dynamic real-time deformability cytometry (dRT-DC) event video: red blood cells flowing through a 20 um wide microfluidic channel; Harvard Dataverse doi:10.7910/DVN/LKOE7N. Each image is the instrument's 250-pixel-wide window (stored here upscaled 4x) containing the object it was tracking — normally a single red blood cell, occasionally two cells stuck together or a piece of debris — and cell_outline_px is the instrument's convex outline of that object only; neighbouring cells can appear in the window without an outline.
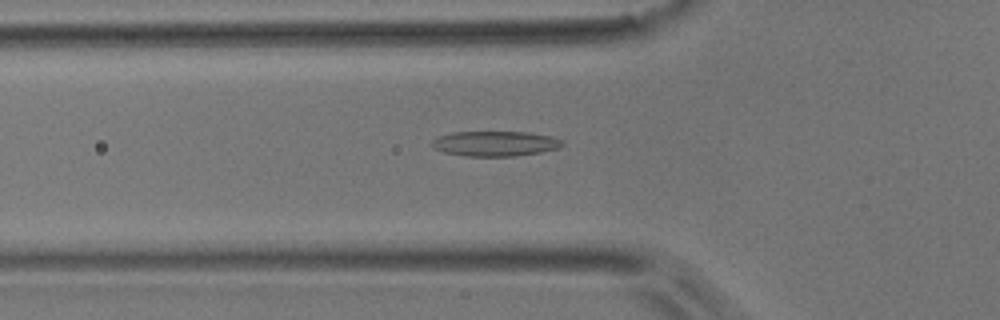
{"species": "common noctule bat (a hibernating species)", "species_latin": "Nyctalus noctula", "temperature_condition": "room temperature", "stored_images_in_passage": 36, "camera_frame_rate_fps": 3000, "um_per_image_px": 0.085, "animal": {"sex": "male", "body_mass_g": 17.9}, "frame": {"image": 1, "passage_image": 2, "time_ms": 0.333, "image_size_px": [1000, 320], "cell_outline_px": [[564, 144], [560, 148], [540, 152], [516, 156], [464, 156], [444, 152], [432, 148], [428, 144], [436, 136], [452, 132], [528, 132], [552, 136], [564, 140]], "centroid_in_image_um": [42.06, 12.2], "position_along_channel_um": 83.7, "area_um2": 19.42}}
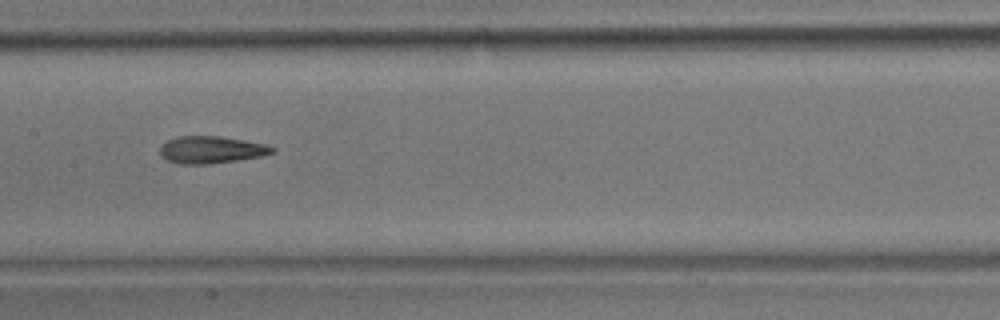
{"frame": {"image": 2, "passage_image": 10, "time_ms": 3.0, "image_size_px": [1000, 320], "cell_outline_px": [[276, 152], [264, 156], [208, 164], [180, 164], [168, 160], [160, 156], [160, 148], [168, 140], [176, 136], [220, 136], [244, 140], [264, 144], [276, 148]], "centroid_in_image_um": [17.98, 12.73], "position_along_channel_um": 189.4, "area_um2": 17.8}}
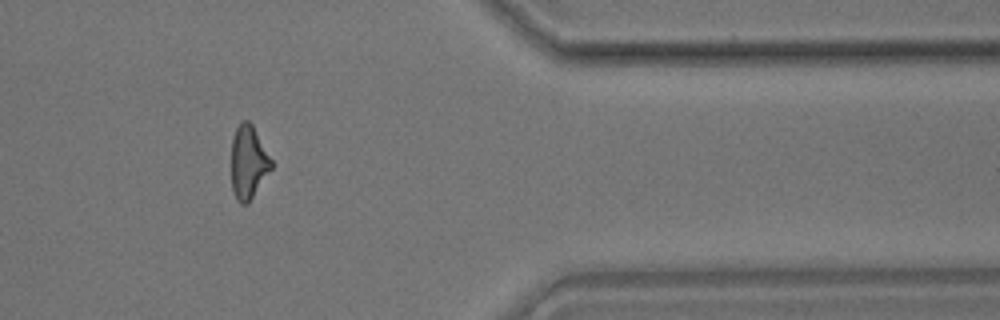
{"frame": {"image": 3, "passage_image": 27, "time_ms": 8.667, "image_size_px": [1000, 320], "cell_outline_px": [[272, 168], [248, 204], [240, 204], [236, 200], [232, 188], [232, 136], [240, 120], [248, 120], [252, 124], [272, 160]], "centroid_in_image_um": [21.1, 13.79], "position_along_channel_um": 390.3, "area_um2": 17.11}, "authors_computed_cell_mechanics": {"area_um2": 17.629, "velocity_mm_per_s": 3.9238, "shape_relaxation_time_tau1_ms": 7.9023, "shape_relaxation_time_tau2_ms": 2.4496, "deformation_change_tau1": 0.2111, "deformation_change_tau2": 0.1158}}